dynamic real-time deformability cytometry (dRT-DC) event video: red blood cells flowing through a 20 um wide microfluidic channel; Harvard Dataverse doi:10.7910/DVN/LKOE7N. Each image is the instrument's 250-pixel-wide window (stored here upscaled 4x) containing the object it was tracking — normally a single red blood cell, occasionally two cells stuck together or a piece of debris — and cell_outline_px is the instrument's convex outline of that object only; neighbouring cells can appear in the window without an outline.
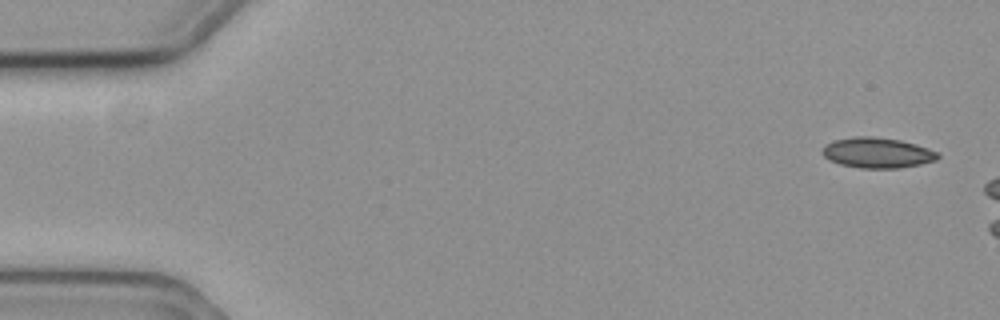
{"species": "common noctule bat (a hibernating species)", "species_latin": "Nyctalus noctula", "temperature_condition": "cold", "stored_images_in_passage": 3, "camera_frame_rate_fps": 3000, "um_per_image_px": 0.085, "animal": {"sex": "female", "body_mass_g": 19.3, "forearm_length_mm": 54.1}, "frame": {"image": 1, "passage_image": 1, "time_ms": 0.0, "image_size_px": [1000, 320], "cell_outline_px": [[940, 156], [936, 160], [920, 164], [900, 168], [860, 168], [840, 164], [828, 160], [820, 152], [824, 144], [832, 140], [856, 136], [872, 136], [900, 140], [916, 144], [940, 152]], "centroid_in_image_um": [74.55, 12.98], "position_along_channel_um": 10.5, "area_um2": 20.75}}